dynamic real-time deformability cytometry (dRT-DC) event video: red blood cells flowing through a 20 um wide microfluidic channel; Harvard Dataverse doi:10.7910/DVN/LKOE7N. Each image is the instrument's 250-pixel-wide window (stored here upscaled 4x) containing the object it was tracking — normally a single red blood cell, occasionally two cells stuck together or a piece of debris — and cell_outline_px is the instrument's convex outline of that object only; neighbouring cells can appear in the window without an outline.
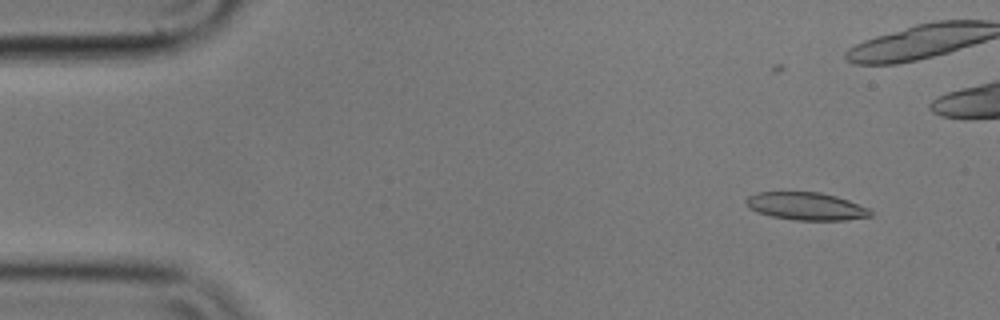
{"species": "common noctule bat (a hibernating species)", "species_latin": "Nyctalus noctula", "temperature_condition": "cold", "stored_images_in_passage": 6, "camera_frame_rate_fps": 3000, "um_per_image_px": 0.085, "animal": {"sex": "male", "body_mass_g": 17.9}, "frame": {"image": 1, "passage_image": 2, "time_ms": 0.333, "image_size_px": [1000, 320], "cell_outline_px": [[872, 216], [848, 220], [796, 220], [772, 216], [760, 212], [752, 208], [744, 200], [748, 196], [756, 192], [820, 192], [836, 196], [872, 208]], "centroid_in_image_um": [68.6, 17.52], "position_along_channel_um": 16.4, "area_um2": 20.06}}